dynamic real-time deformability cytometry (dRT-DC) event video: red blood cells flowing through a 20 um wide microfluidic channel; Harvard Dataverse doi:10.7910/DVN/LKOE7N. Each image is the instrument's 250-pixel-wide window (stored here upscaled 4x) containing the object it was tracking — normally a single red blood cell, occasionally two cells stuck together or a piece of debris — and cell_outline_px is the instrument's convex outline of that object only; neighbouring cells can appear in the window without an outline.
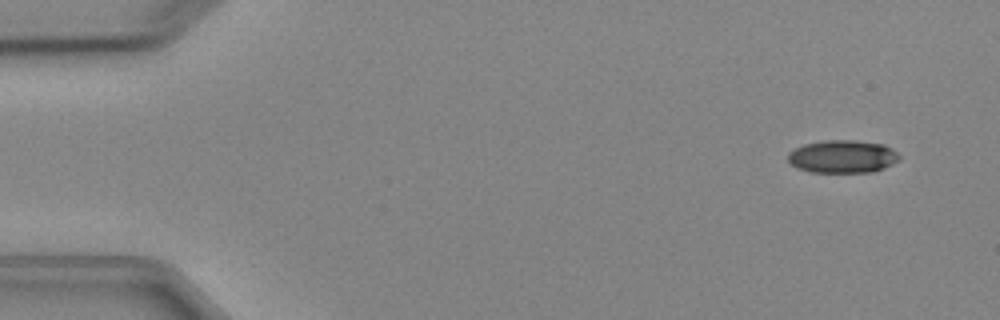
{"species": "Egyptian fruit bat (a non-hibernating species)", "species_latin": "Rousettus aegyptiacus", "temperature_condition": "cold", "stored_images_in_passage": 4, "camera_frame_rate_fps": 3000, "um_per_image_px": 0.085, "animal": {"sex": "female"}, "frame": {"image": 1, "passage_image": 1, "time_ms": 0.0, "image_size_px": [1000, 320], "cell_outline_px": [[900, 160], [884, 168], [872, 172], [808, 172], [796, 168], [788, 160], [788, 152], [804, 144], [824, 140], [856, 140], [884, 144], [892, 148], [900, 156]], "centroid_in_image_um": [71.63, 13.3], "position_along_channel_um": 13.4, "area_um2": 21.5}}
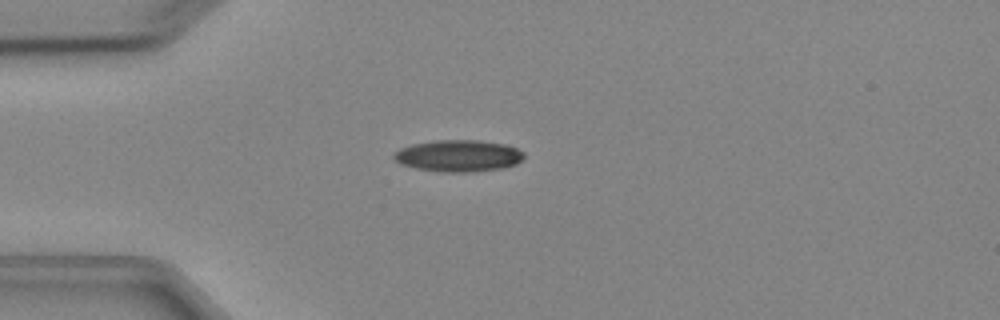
{"frame": {"image": 2, "passage_image": 4, "time_ms": 3.333, "image_size_px": [1000, 320], "cell_outline_px": [[524, 156], [516, 164], [504, 168], [476, 172], [440, 172], [416, 168], [400, 164], [392, 156], [400, 148], [412, 144], [436, 140], [476, 140], [504, 144], [516, 148], [524, 152]], "centroid_in_image_um": [38.97, 13.25], "position_along_channel_um": 46.0, "area_um2": 24.1}}